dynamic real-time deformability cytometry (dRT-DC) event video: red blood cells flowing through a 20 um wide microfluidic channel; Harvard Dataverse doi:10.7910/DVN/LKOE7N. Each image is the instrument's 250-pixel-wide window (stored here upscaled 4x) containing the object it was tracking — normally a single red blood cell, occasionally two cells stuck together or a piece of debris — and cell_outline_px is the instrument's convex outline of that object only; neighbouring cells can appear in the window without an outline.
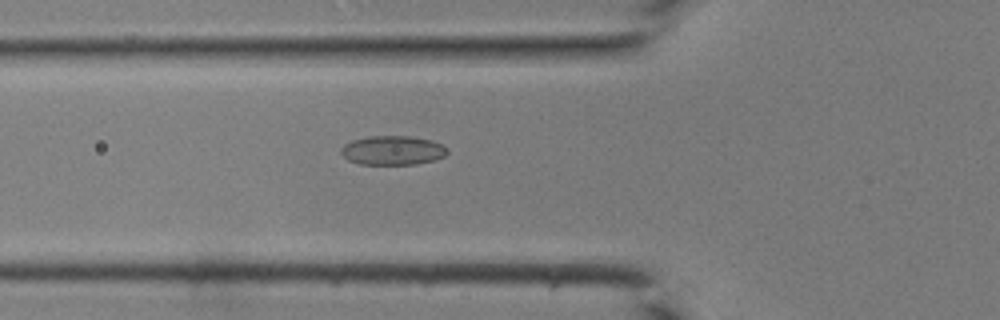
{"species": "common noctule bat (a hibernating species)", "species_latin": "Nyctalus noctula", "temperature_condition": "room temperature", "stored_images_in_passage": 25, "camera_frame_rate_fps": 3000, "um_per_image_px": 0.085, "animal": {"sex": "male", "body_mass_g": 19.0, "forearm_length_mm": 50.8}, "frame": {"image": 1, "passage_image": 3, "time_ms": 0.667, "image_size_px": [1000, 320], "cell_outline_px": [[448, 152], [444, 156], [432, 160], [416, 164], [360, 164], [348, 160], [340, 152], [340, 148], [344, 144], [352, 140], [368, 136], [412, 136], [432, 140], [448, 148]], "centroid_in_image_um": [33.36, 12.77], "position_along_channel_um": 92.4, "area_um2": 18.09}}
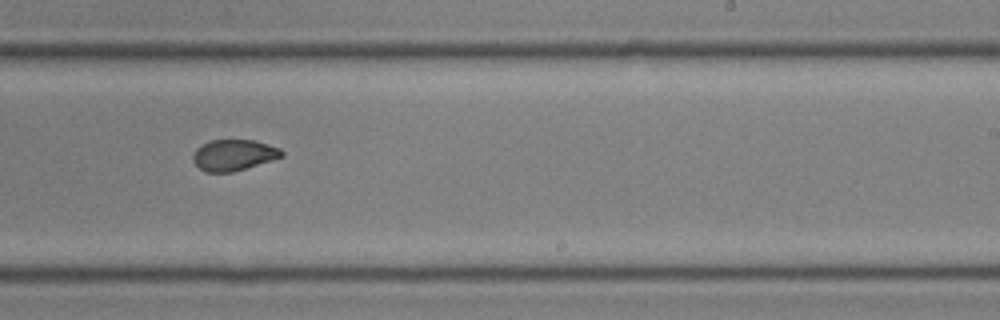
{"frame": {"image": 2, "passage_image": 14, "time_ms": 4.333, "image_size_px": [1000, 320], "cell_outline_px": [[284, 156], [272, 160], [232, 172], [204, 172], [192, 160], [192, 156], [196, 148], [208, 140], [256, 140], [280, 148], [284, 152]], "centroid_in_image_um": [19.86, 13.17], "position_along_channel_um": 269.1, "area_um2": 16.13}}
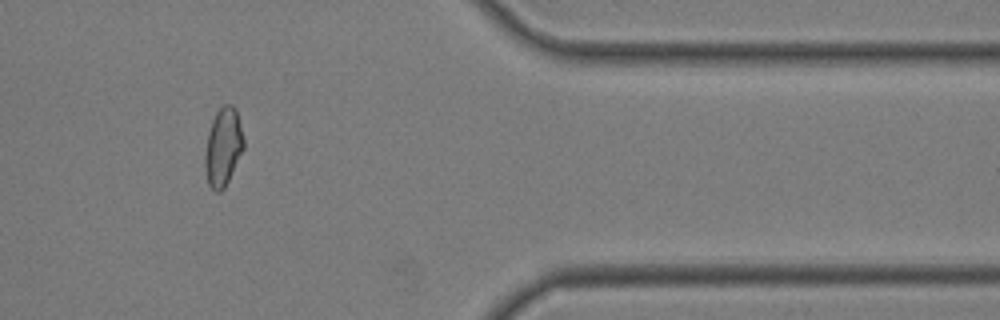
{"frame": {"image": 3, "passage_image": 23, "time_ms": 7.333, "image_size_px": [1000, 320], "cell_outline_px": [[244, 148], [224, 188], [220, 192], [216, 192], [208, 184], [204, 168], [204, 156], [208, 132], [212, 120], [216, 112], [224, 104], [232, 104], [236, 108], [244, 140]], "centroid_in_image_um": [18.95, 12.48], "position_along_channel_um": 392.4, "area_um2": 17.63}}